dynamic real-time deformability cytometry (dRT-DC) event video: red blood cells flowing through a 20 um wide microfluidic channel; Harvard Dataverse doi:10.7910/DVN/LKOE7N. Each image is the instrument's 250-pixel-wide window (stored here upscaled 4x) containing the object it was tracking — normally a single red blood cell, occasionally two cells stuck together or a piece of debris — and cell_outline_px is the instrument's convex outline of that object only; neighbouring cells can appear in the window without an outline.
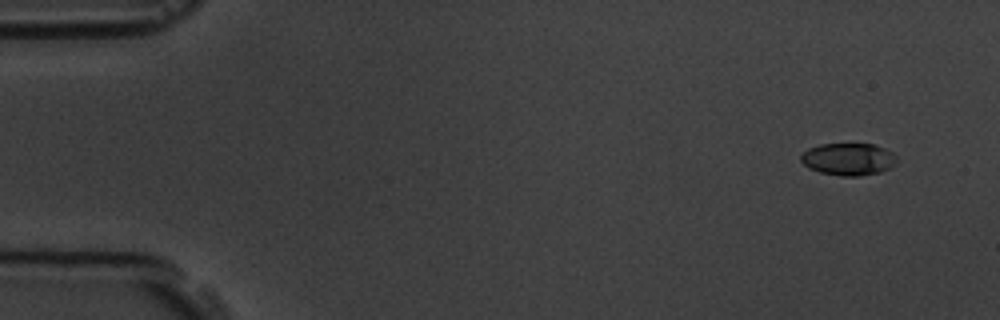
{"species": "common noctule bat (a hibernating species)", "species_latin": "Nyctalus noctula", "temperature_condition": "room temperature", "stored_images_in_passage": 4, "camera_frame_rate_fps": 3000, "um_per_image_px": 0.085, "animal": {"sex": "male", "body_mass_g": 19.5, "forearm_length_mm": 54.6}, "frame": {"image": 1, "passage_image": 1, "time_ms": 0.0, "image_size_px": [1000, 320], "cell_outline_px": [[896, 164], [880, 172], [860, 176], [840, 176], [820, 172], [808, 168], [800, 160], [800, 156], [808, 148], [820, 144], [876, 144], [892, 152], [896, 156]], "centroid_in_image_um": [72.1, 13.53], "position_along_channel_um": 12.9, "area_um2": 18.09}}
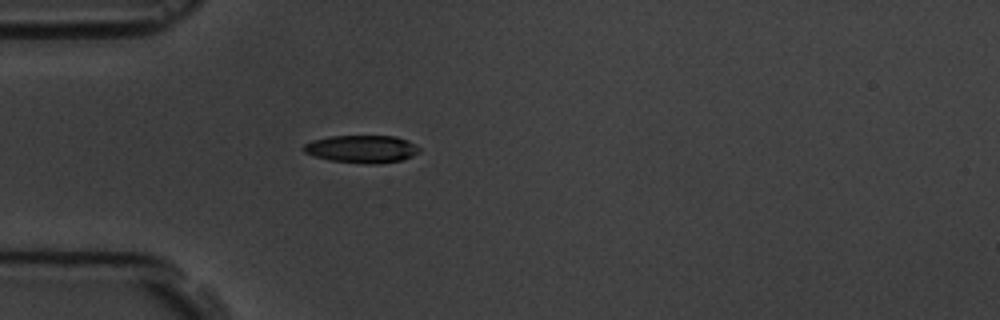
{"frame": {"image": 2, "passage_image": 4, "time_ms": 4.333, "image_size_px": [1000, 320], "cell_outline_px": [[420, 152], [404, 160], [376, 164], [364, 164], [332, 160], [312, 156], [304, 152], [300, 148], [304, 144], [312, 140], [328, 136], [396, 136], [408, 140], [420, 148]], "centroid_in_image_um": [30.74, 12.66], "position_along_channel_um": 54.3, "area_um2": 18.9}}